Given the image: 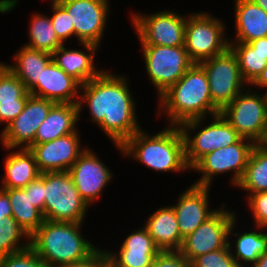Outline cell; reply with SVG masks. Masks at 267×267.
Wrapping results in <instances>:
<instances>
[{"mask_svg": "<svg viewBox=\"0 0 267 267\" xmlns=\"http://www.w3.org/2000/svg\"><path fill=\"white\" fill-rule=\"evenodd\" d=\"M129 86L128 76L104 69L80 87L79 118L84 108L87 109L90 116L87 120L98 125L112 145H122L143 127L138 121L137 101Z\"/></svg>", "mask_w": 267, "mask_h": 267, "instance_id": "obj_1", "label": "cell"}, {"mask_svg": "<svg viewBox=\"0 0 267 267\" xmlns=\"http://www.w3.org/2000/svg\"><path fill=\"white\" fill-rule=\"evenodd\" d=\"M150 134L143 127L122 145L114 144L121 157L136 160L155 172L185 173L190 171L185 159V143L179 126L166 125Z\"/></svg>", "mask_w": 267, "mask_h": 267, "instance_id": "obj_2", "label": "cell"}, {"mask_svg": "<svg viewBox=\"0 0 267 267\" xmlns=\"http://www.w3.org/2000/svg\"><path fill=\"white\" fill-rule=\"evenodd\" d=\"M83 224L44 220L30 236V247L48 267L103 260L104 253L99 245H94L82 234Z\"/></svg>", "mask_w": 267, "mask_h": 267, "instance_id": "obj_3", "label": "cell"}, {"mask_svg": "<svg viewBox=\"0 0 267 267\" xmlns=\"http://www.w3.org/2000/svg\"><path fill=\"white\" fill-rule=\"evenodd\" d=\"M156 118L166 116V124L179 126L181 123L214 116L220 111L212 104L207 74L199 63L184 75L157 100ZM160 116V118H159Z\"/></svg>", "mask_w": 267, "mask_h": 267, "instance_id": "obj_4", "label": "cell"}, {"mask_svg": "<svg viewBox=\"0 0 267 267\" xmlns=\"http://www.w3.org/2000/svg\"><path fill=\"white\" fill-rule=\"evenodd\" d=\"M208 120L211 122L206 124V117L196 118L179 125L190 169L206 154L237 143L242 138L221 113L210 116Z\"/></svg>", "mask_w": 267, "mask_h": 267, "instance_id": "obj_5", "label": "cell"}, {"mask_svg": "<svg viewBox=\"0 0 267 267\" xmlns=\"http://www.w3.org/2000/svg\"><path fill=\"white\" fill-rule=\"evenodd\" d=\"M209 13V14H208ZM224 20L210 12L188 13L185 25V49L193 63L222 54L229 48V37Z\"/></svg>", "mask_w": 267, "mask_h": 267, "instance_id": "obj_6", "label": "cell"}, {"mask_svg": "<svg viewBox=\"0 0 267 267\" xmlns=\"http://www.w3.org/2000/svg\"><path fill=\"white\" fill-rule=\"evenodd\" d=\"M44 220L84 223L90 208L68 171L44 173Z\"/></svg>", "mask_w": 267, "mask_h": 267, "instance_id": "obj_7", "label": "cell"}, {"mask_svg": "<svg viewBox=\"0 0 267 267\" xmlns=\"http://www.w3.org/2000/svg\"><path fill=\"white\" fill-rule=\"evenodd\" d=\"M220 113L242 138L264 144L267 138V93L261 94L248 86Z\"/></svg>", "mask_w": 267, "mask_h": 267, "instance_id": "obj_8", "label": "cell"}, {"mask_svg": "<svg viewBox=\"0 0 267 267\" xmlns=\"http://www.w3.org/2000/svg\"><path fill=\"white\" fill-rule=\"evenodd\" d=\"M256 144L251 140L241 138L237 143L216 149L203 156L190 171L201 174L194 185L211 187L215 176L231 173L230 183L236 187L242 178L249 157Z\"/></svg>", "mask_w": 267, "mask_h": 267, "instance_id": "obj_9", "label": "cell"}, {"mask_svg": "<svg viewBox=\"0 0 267 267\" xmlns=\"http://www.w3.org/2000/svg\"><path fill=\"white\" fill-rule=\"evenodd\" d=\"M145 74L157 99L173 86L193 65L185 46L141 45Z\"/></svg>", "mask_w": 267, "mask_h": 267, "instance_id": "obj_10", "label": "cell"}, {"mask_svg": "<svg viewBox=\"0 0 267 267\" xmlns=\"http://www.w3.org/2000/svg\"><path fill=\"white\" fill-rule=\"evenodd\" d=\"M131 27L141 45L184 46L187 15L165 9L158 12L130 13Z\"/></svg>", "mask_w": 267, "mask_h": 267, "instance_id": "obj_11", "label": "cell"}, {"mask_svg": "<svg viewBox=\"0 0 267 267\" xmlns=\"http://www.w3.org/2000/svg\"><path fill=\"white\" fill-rule=\"evenodd\" d=\"M199 64L208 77L212 104L220 112L248 87L242 78L237 58L230 48Z\"/></svg>", "mask_w": 267, "mask_h": 267, "instance_id": "obj_12", "label": "cell"}, {"mask_svg": "<svg viewBox=\"0 0 267 267\" xmlns=\"http://www.w3.org/2000/svg\"><path fill=\"white\" fill-rule=\"evenodd\" d=\"M225 204L183 239L179 251L190 263L200 255L228 246L229 229L238 214Z\"/></svg>", "mask_w": 267, "mask_h": 267, "instance_id": "obj_13", "label": "cell"}, {"mask_svg": "<svg viewBox=\"0 0 267 267\" xmlns=\"http://www.w3.org/2000/svg\"><path fill=\"white\" fill-rule=\"evenodd\" d=\"M68 12L78 43L101 47L111 14L110 0H57Z\"/></svg>", "mask_w": 267, "mask_h": 267, "instance_id": "obj_14", "label": "cell"}, {"mask_svg": "<svg viewBox=\"0 0 267 267\" xmlns=\"http://www.w3.org/2000/svg\"><path fill=\"white\" fill-rule=\"evenodd\" d=\"M68 172L81 198L90 208L100 200L114 176L110 167L88 145Z\"/></svg>", "mask_w": 267, "mask_h": 267, "instance_id": "obj_15", "label": "cell"}, {"mask_svg": "<svg viewBox=\"0 0 267 267\" xmlns=\"http://www.w3.org/2000/svg\"><path fill=\"white\" fill-rule=\"evenodd\" d=\"M54 104L55 102L45 98L30 95L23 111L5 129L0 130L1 146L29 149L34 144L37 129Z\"/></svg>", "mask_w": 267, "mask_h": 267, "instance_id": "obj_16", "label": "cell"}, {"mask_svg": "<svg viewBox=\"0 0 267 267\" xmlns=\"http://www.w3.org/2000/svg\"><path fill=\"white\" fill-rule=\"evenodd\" d=\"M87 148L82 146L80 130L55 140L33 144V153L40 173L68 171L79 155Z\"/></svg>", "mask_w": 267, "mask_h": 267, "instance_id": "obj_17", "label": "cell"}, {"mask_svg": "<svg viewBox=\"0 0 267 267\" xmlns=\"http://www.w3.org/2000/svg\"><path fill=\"white\" fill-rule=\"evenodd\" d=\"M178 195L176 203L172 204L181 237L184 239L195 231L204 221L211 217L217 208L210 207L211 187L198 186L191 183Z\"/></svg>", "mask_w": 267, "mask_h": 267, "instance_id": "obj_18", "label": "cell"}, {"mask_svg": "<svg viewBox=\"0 0 267 267\" xmlns=\"http://www.w3.org/2000/svg\"><path fill=\"white\" fill-rule=\"evenodd\" d=\"M77 44L81 45L80 50L72 47L70 49L67 44H63L52 53V59L58 67L82 85L98 76L105 68H98L99 65L95 62L96 53L100 49L98 45Z\"/></svg>", "mask_w": 267, "mask_h": 267, "instance_id": "obj_19", "label": "cell"}, {"mask_svg": "<svg viewBox=\"0 0 267 267\" xmlns=\"http://www.w3.org/2000/svg\"><path fill=\"white\" fill-rule=\"evenodd\" d=\"M80 87L81 84L76 79L68 75L52 60L29 93L55 103H78Z\"/></svg>", "mask_w": 267, "mask_h": 267, "instance_id": "obj_20", "label": "cell"}, {"mask_svg": "<svg viewBox=\"0 0 267 267\" xmlns=\"http://www.w3.org/2000/svg\"><path fill=\"white\" fill-rule=\"evenodd\" d=\"M238 216L231 223L228 234V246L238 267H251L267 250V229L252 226L244 232L235 231L238 228ZM237 237L233 238L232 237ZM232 241V242H231Z\"/></svg>", "mask_w": 267, "mask_h": 267, "instance_id": "obj_21", "label": "cell"}, {"mask_svg": "<svg viewBox=\"0 0 267 267\" xmlns=\"http://www.w3.org/2000/svg\"><path fill=\"white\" fill-rule=\"evenodd\" d=\"M234 37L229 42L249 43L267 37V12L253 0H234Z\"/></svg>", "mask_w": 267, "mask_h": 267, "instance_id": "obj_22", "label": "cell"}, {"mask_svg": "<svg viewBox=\"0 0 267 267\" xmlns=\"http://www.w3.org/2000/svg\"><path fill=\"white\" fill-rule=\"evenodd\" d=\"M2 148L8 153H6V157L3 160L5 172L0 178V188L22 189L40 176L35 157L29 149Z\"/></svg>", "mask_w": 267, "mask_h": 267, "instance_id": "obj_23", "label": "cell"}, {"mask_svg": "<svg viewBox=\"0 0 267 267\" xmlns=\"http://www.w3.org/2000/svg\"><path fill=\"white\" fill-rule=\"evenodd\" d=\"M79 120L78 103H55L37 129L34 144L46 143L76 132Z\"/></svg>", "mask_w": 267, "mask_h": 267, "instance_id": "obj_24", "label": "cell"}, {"mask_svg": "<svg viewBox=\"0 0 267 267\" xmlns=\"http://www.w3.org/2000/svg\"><path fill=\"white\" fill-rule=\"evenodd\" d=\"M144 227L161 251L179 250L183 238L181 237L176 213L171 205H162L150 213L144 221Z\"/></svg>", "mask_w": 267, "mask_h": 267, "instance_id": "obj_25", "label": "cell"}, {"mask_svg": "<svg viewBox=\"0 0 267 267\" xmlns=\"http://www.w3.org/2000/svg\"><path fill=\"white\" fill-rule=\"evenodd\" d=\"M13 58V64L3 63L24 83L28 91L37 84L43 70L53 60L51 53L24 45L14 53Z\"/></svg>", "mask_w": 267, "mask_h": 267, "instance_id": "obj_26", "label": "cell"}, {"mask_svg": "<svg viewBox=\"0 0 267 267\" xmlns=\"http://www.w3.org/2000/svg\"><path fill=\"white\" fill-rule=\"evenodd\" d=\"M236 189L243 190L246 195L267 192V146L265 144L254 146Z\"/></svg>", "mask_w": 267, "mask_h": 267, "instance_id": "obj_27", "label": "cell"}, {"mask_svg": "<svg viewBox=\"0 0 267 267\" xmlns=\"http://www.w3.org/2000/svg\"><path fill=\"white\" fill-rule=\"evenodd\" d=\"M29 24L27 27V39L29 38V41L25 42L24 46L52 54L63 45L54 31L48 14L32 12Z\"/></svg>", "mask_w": 267, "mask_h": 267, "instance_id": "obj_28", "label": "cell"}, {"mask_svg": "<svg viewBox=\"0 0 267 267\" xmlns=\"http://www.w3.org/2000/svg\"><path fill=\"white\" fill-rule=\"evenodd\" d=\"M12 207V216L31 236L44 222L42 212L32 205L29 194L22 189H4Z\"/></svg>", "mask_w": 267, "mask_h": 267, "instance_id": "obj_29", "label": "cell"}, {"mask_svg": "<svg viewBox=\"0 0 267 267\" xmlns=\"http://www.w3.org/2000/svg\"><path fill=\"white\" fill-rule=\"evenodd\" d=\"M229 48L237 58L242 78L250 86L267 66V57L249 43L229 42Z\"/></svg>", "mask_w": 267, "mask_h": 267, "instance_id": "obj_30", "label": "cell"}, {"mask_svg": "<svg viewBox=\"0 0 267 267\" xmlns=\"http://www.w3.org/2000/svg\"><path fill=\"white\" fill-rule=\"evenodd\" d=\"M29 247L30 236L16 219L13 216L0 217V257Z\"/></svg>", "mask_w": 267, "mask_h": 267, "instance_id": "obj_31", "label": "cell"}, {"mask_svg": "<svg viewBox=\"0 0 267 267\" xmlns=\"http://www.w3.org/2000/svg\"><path fill=\"white\" fill-rule=\"evenodd\" d=\"M121 246L113 249H102L104 253V259L112 267H152L154 258L158 253H137L130 252L121 243ZM107 249V250H106Z\"/></svg>", "mask_w": 267, "mask_h": 267, "instance_id": "obj_32", "label": "cell"}, {"mask_svg": "<svg viewBox=\"0 0 267 267\" xmlns=\"http://www.w3.org/2000/svg\"><path fill=\"white\" fill-rule=\"evenodd\" d=\"M30 95L24 83L0 62V103L16 102V99H27Z\"/></svg>", "mask_w": 267, "mask_h": 267, "instance_id": "obj_33", "label": "cell"}, {"mask_svg": "<svg viewBox=\"0 0 267 267\" xmlns=\"http://www.w3.org/2000/svg\"><path fill=\"white\" fill-rule=\"evenodd\" d=\"M50 20L58 39L66 44L75 38V29L67 10L58 2L50 1Z\"/></svg>", "mask_w": 267, "mask_h": 267, "instance_id": "obj_34", "label": "cell"}, {"mask_svg": "<svg viewBox=\"0 0 267 267\" xmlns=\"http://www.w3.org/2000/svg\"><path fill=\"white\" fill-rule=\"evenodd\" d=\"M134 228L121 244L130 252L137 253H159L161 250L156 246L148 230L143 227Z\"/></svg>", "mask_w": 267, "mask_h": 267, "instance_id": "obj_35", "label": "cell"}, {"mask_svg": "<svg viewBox=\"0 0 267 267\" xmlns=\"http://www.w3.org/2000/svg\"><path fill=\"white\" fill-rule=\"evenodd\" d=\"M191 267H238L229 246L196 257Z\"/></svg>", "mask_w": 267, "mask_h": 267, "instance_id": "obj_36", "label": "cell"}, {"mask_svg": "<svg viewBox=\"0 0 267 267\" xmlns=\"http://www.w3.org/2000/svg\"><path fill=\"white\" fill-rule=\"evenodd\" d=\"M0 267H48L31 248L0 257Z\"/></svg>", "mask_w": 267, "mask_h": 267, "instance_id": "obj_37", "label": "cell"}, {"mask_svg": "<svg viewBox=\"0 0 267 267\" xmlns=\"http://www.w3.org/2000/svg\"><path fill=\"white\" fill-rule=\"evenodd\" d=\"M246 207L250 210V215L254 224L267 229V192H259L251 195H246Z\"/></svg>", "mask_w": 267, "mask_h": 267, "instance_id": "obj_38", "label": "cell"}, {"mask_svg": "<svg viewBox=\"0 0 267 267\" xmlns=\"http://www.w3.org/2000/svg\"><path fill=\"white\" fill-rule=\"evenodd\" d=\"M152 267H191V263L179 250L160 251Z\"/></svg>", "mask_w": 267, "mask_h": 267, "instance_id": "obj_39", "label": "cell"}, {"mask_svg": "<svg viewBox=\"0 0 267 267\" xmlns=\"http://www.w3.org/2000/svg\"><path fill=\"white\" fill-rule=\"evenodd\" d=\"M24 190L29 194L32 205L38 208L44 217V173H40V176L32 180Z\"/></svg>", "mask_w": 267, "mask_h": 267, "instance_id": "obj_40", "label": "cell"}, {"mask_svg": "<svg viewBox=\"0 0 267 267\" xmlns=\"http://www.w3.org/2000/svg\"><path fill=\"white\" fill-rule=\"evenodd\" d=\"M27 99H16V102L0 103V126L2 130L12 122L22 111Z\"/></svg>", "mask_w": 267, "mask_h": 267, "instance_id": "obj_41", "label": "cell"}, {"mask_svg": "<svg viewBox=\"0 0 267 267\" xmlns=\"http://www.w3.org/2000/svg\"><path fill=\"white\" fill-rule=\"evenodd\" d=\"M12 216V207L7 192L0 188V217Z\"/></svg>", "mask_w": 267, "mask_h": 267, "instance_id": "obj_42", "label": "cell"}, {"mask_svg": "<svg viewBox=\"0 0 267 267\" xmlns=\"http://www.w3.org/2000/svg\"><path fill=\"white\" fill-rule=\"evenodd\" d=\"M250 87L256 91L260 90V92L265 90V93H267V66Z\"/></svg>", "mask_w": 267, "mask_h": 267, "instance_id": "obj_43", "label": "cell"}, {"mask_svg": "<svg viewBox=\"0 0 267 267\" xmlns=\"http://www.w3.org/2000/svg\"><path fill=\"white\" fill-rule=\"evenodd\" d=\"M249 44L259 53L267 57V37L259 38L249 42Z\"/></svg>", "mask_w": 267, "mask_h": 267, "instance_id": "obj_44", "label": "cell"}, {"mask_svg": "<svg viewBox=\"0 0 267 267\" xmlns=\"http://www.w3.org/2000/svg\"><path fill=\"white\" fill-rule=\"evenodd\" d=\"M102 260H84L74 264H63L56 267H96Z\"/></svg>", "mask_w": 267, "mask_h": 267, "instance_id": "obj_45", "label": "cell"}, {"mask_svg": "<svg viewBox=\"0 0 267 267\" xmlns=\"http://www.w3.org/2000/svg\"><path fill=\"white\" fill-rule=\"evenodd\" d=\"M251 267H267V250L259 257V259Z\"/></svg>", "mask_w": 267, "mask_h": 267, "instance_id": "obj_46", "label": "cell"}, {"mask_svg": "<svg viewBox=\"0 0 267 267\" xmlns=\"http://www.w3.org/2000/svg\"><path fill=\"white\" fill-rule=\"evenodd\" d=\"M258 6L267 12V0H253Z\"/></svg>", "mask_w": 267, "mask_h": 267, "instance_id": "obj_47", "label": "cell"}, {"mask_svg": "<svg viewBox=\"0 0 267 267\" xmlns=\"http://www.w3.org/2000/svg\"><path fill=\"white\" fill-rule=\"evenodd\" d=\"M96 267H112L105 259H103Z\"/></svg>", "mask_w": 267, "mask_h": 267, "instance_id": "obj_48", "label": "cell"}]
</instances>
